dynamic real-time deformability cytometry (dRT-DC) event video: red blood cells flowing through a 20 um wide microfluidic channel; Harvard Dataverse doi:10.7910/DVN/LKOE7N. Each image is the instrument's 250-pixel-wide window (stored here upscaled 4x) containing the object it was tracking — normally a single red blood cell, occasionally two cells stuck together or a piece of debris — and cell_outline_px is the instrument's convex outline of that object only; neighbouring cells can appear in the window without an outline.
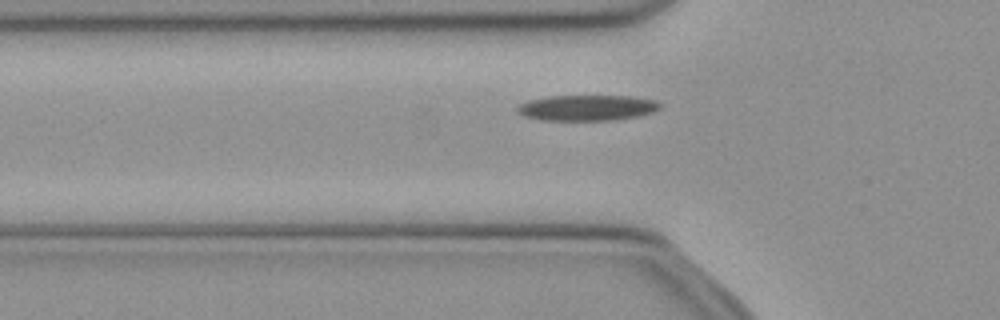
{"species": "common noctule bat (a hibernating species)", "species_latin": "Nyctalus noctula", "temperature_condition": "cold", "stored_images_in_passage": 35, "camera_frame_rate_fps": 3000, "um_per_image_px": 0.085, "animal": {"sex": "female", "body_mass_g": 21.9}, "frame": {"image": 1, "passage_image": 7, "time_ms": 2.0, "image_size_px": [1000, 320], "cell_outline_px": [[660, 108], [652, 112], [636, 116], [616, 120], [540, 120], [524, 116], [516, 112], [516, 108], [520, 104], [528, 100], [552, 96], [632, 96], [656, 100], [660, 104]], "centroid_in_image_um": [49.88, 9.16], "position_along_channel_um": 75.9, "area_um2": 21.33}}
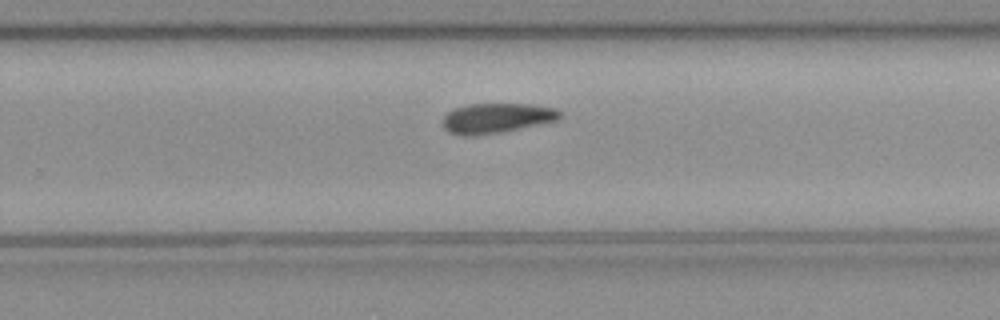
{"frame": {"image": 2, "passage_image": 23, "time_ms": 7.333, "image_size_px": [1000, 320], "cell_outline_px": [[564, 116], [556, 120], [500, 132], [476, 136], [460, 136], [448, 132], [444, 128], [444, 116], [448, 112], [456, 108], [468, 104], [532, 104], [556, 108]], "centroid_in_image_um": [42.2, 10.04], "position_along_channel_um": 287.6, "area_um2": 20.35}}
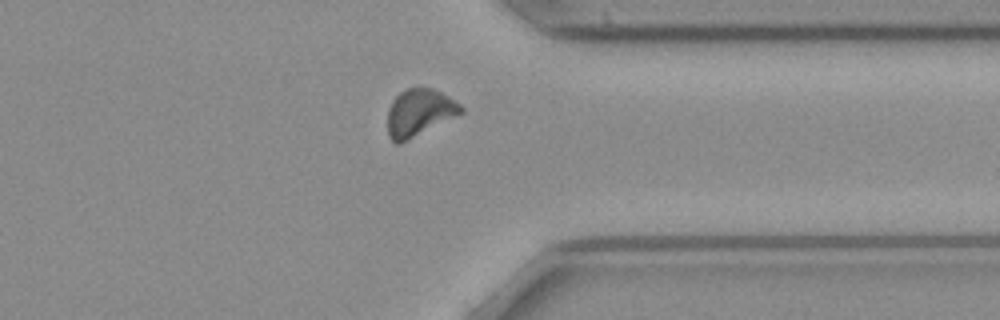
{"frame": {"image": 3, "passage_image": 30, "time_ms": 9.667, "image_size_px": [1000, 320], "cell_outline_px": [[464, 112], [400, 144], [396, 144], [388, 136], [388, 108], [392, 100], [400, 92], [408, 88], [432, 88], [448, 96], [460, 104], [464, 108]], "centroid_in_image_um": [35.63, 9.58], "position_along_channel_um": 375.8, "area_um2": 20.06}, "authors_computed_cell_mechanics": {"area_um2": 21.097, "velocity_mm_per_s": 3.9506, "shape_relaxation_time_tau1_ms": 8.4346, "shape_relaxation_time_tau2_ms": null, "deformation_change_tau1": 0.1657, "deformation_change_tau2": null}}